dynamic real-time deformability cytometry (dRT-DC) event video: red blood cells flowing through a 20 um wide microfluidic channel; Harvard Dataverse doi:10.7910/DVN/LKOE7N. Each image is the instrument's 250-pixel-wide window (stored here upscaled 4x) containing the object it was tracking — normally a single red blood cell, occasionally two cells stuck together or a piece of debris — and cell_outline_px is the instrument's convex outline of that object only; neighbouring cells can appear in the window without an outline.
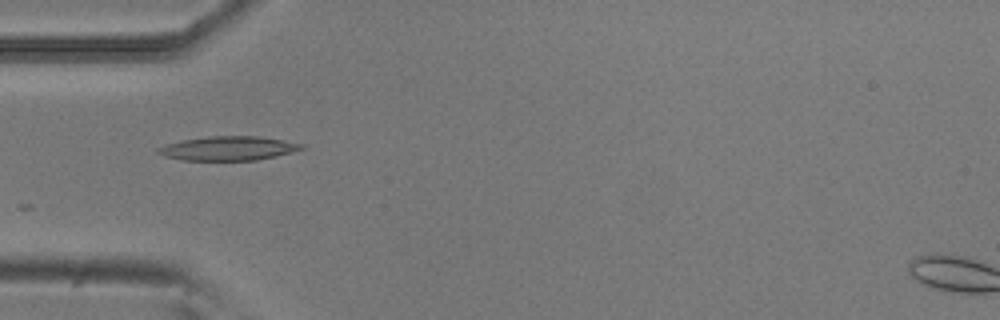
{"species": "common noctule bat (a hibernating species)", "species_latin": "Nyctalus noctula", "temperature_condition": "room temperature", "stored_images_in_passage": 34, "camera_frame_rate_fps": 3000, "um_per_image_px": 0.085, "animal": {"sex": "male", "body_mass_g": 20.5, "forearm_length_mm": 52.5}, "frame": {"image": 1, "passage_image": 1, "time_ms": 0.0, "image_size_px": [1000, 320], "cell_outline_px": [[304, 148], [256, 160], [180, 160], [164, 156], [156, 152], [156, 148], [180, 140], [212, 136], [260, 136], [304, 144]], "centroid_in_image_um": [19.33, 12.6], "position_along_channel_um": 65.7, "area_um2": 19.88}}
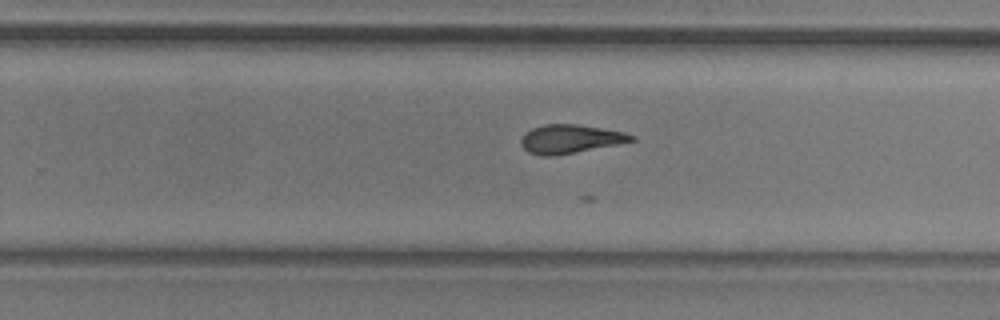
{"frame": {"image": 2, "passage_image": 18, "time_ms": 5.667, "image_size_px": [1000, 320], "cell_outline_px": [[636, 140], [616, 144], [552, 156], [540, 156], [528, 152], [520, 144], [520, 140], [524, 132], [532, 128], [544, 124], [576, 124], [624, 132], [636, 136]], "centroid_in_image_um": [48.41, 11.8], "position_along_channel_um": 281.4, "area_um2": 18.26}}
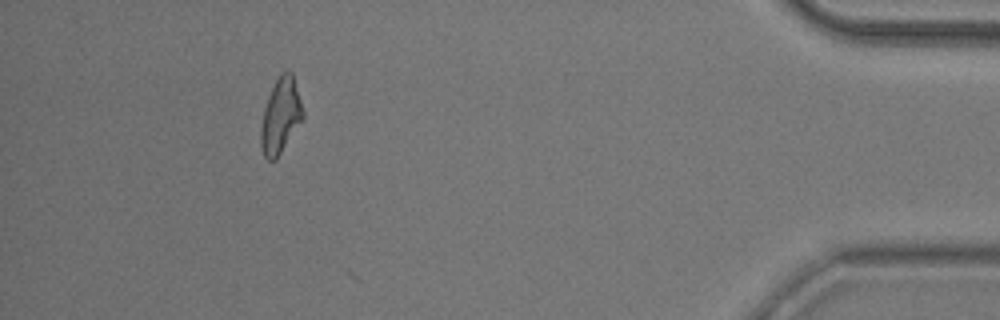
{"frame": {"image": 3, "passage_image": 33, "time_ms": 10.667, "image_size_px": [1000, 320], "cell_outline_px": [[304, 116], [276, 160], [268, 160], [264, 156], [260, 144], [260, 128], [264, 108], [268, 96], [280, 72], [288, 68], [292, 72], [304, 112]], "centroid_in_image_um": [23.84, 9.82], "position_along_channel_um": 411.4, "area_um2": 18.38}}